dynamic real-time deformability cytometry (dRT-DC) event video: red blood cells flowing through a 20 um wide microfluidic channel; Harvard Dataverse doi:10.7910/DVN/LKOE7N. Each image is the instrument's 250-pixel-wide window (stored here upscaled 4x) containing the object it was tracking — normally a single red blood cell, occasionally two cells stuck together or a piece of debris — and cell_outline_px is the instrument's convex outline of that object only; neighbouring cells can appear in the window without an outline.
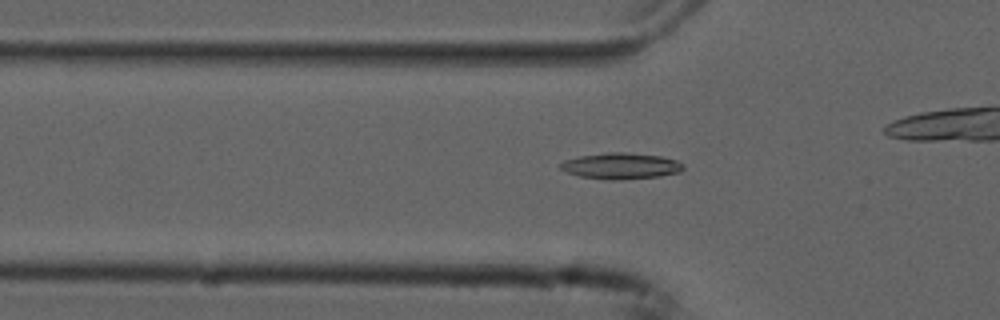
{"species": "common noctule bat (a hibernating species)", "species_latin": "Nyctalus noctula", "temperature_condition": "cold", "stored_images_in_passage": 43, "camera_frame_rate_fps": 3000, "um_per_image_px": 0.085, "animal": {"sex": "male", "forearm_length_mm": 52.5}, "frame": {"image": 1, "passage_image": 18, "time_ms": 5.667, "image_size_px": [1000, 320], "cell_outline_px": [[684, 168], [680, 172], [660, 176], [580, 176], [568, 172], [560, 168], [560, 164], [564, 160], [580, 156], [608, 152], [624, 152], [660, 156], [676, 160], [684, 164]], "centroid_in_image_um": [52.82, 14.03], "position_along_channel_um": 73.0, "area_um2": 17.34}}
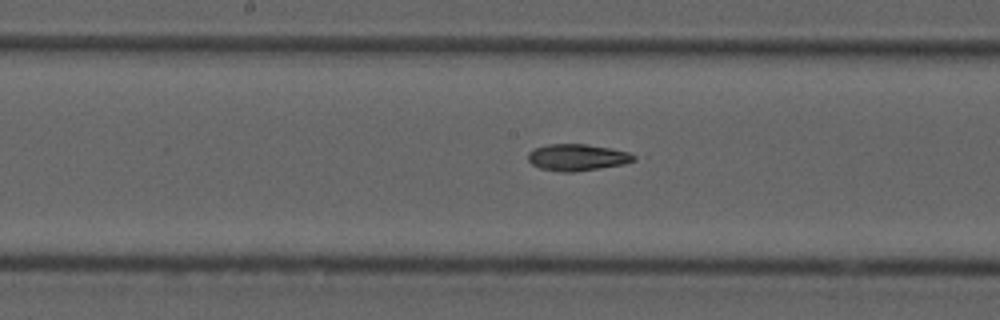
{"frame": {"image": 2, "passage_image": 28, "time_ms": 9.0, "image_size_px": [1000, 320], "cell_outline_px": [[636, 160], [620, 164], [572, 172], [560, 172], [540, 168], [532, 164], [528, 160], [528, 152], [532, 148], [548, 144], [584, 144], [608, 148], [628, 152], [636, 156]], "centroid_in_image_um": [48.99, 13.37], "position_along_channel_um": 199.2, "area_um2": 16.18}}
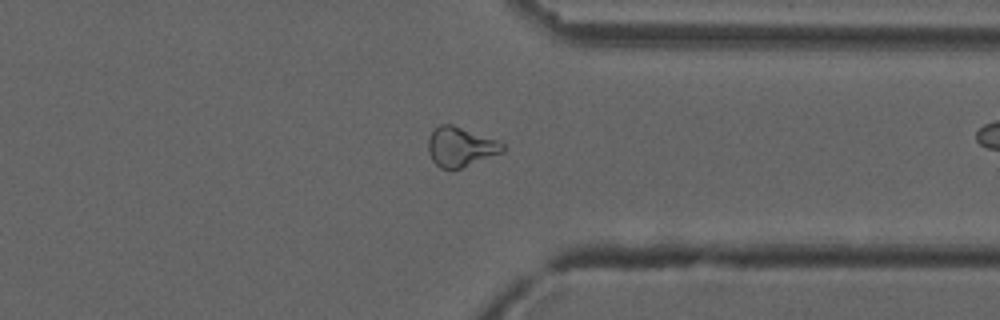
{"frame": {"image": 3, "passage_image": 42, "time_ms": 13.667, "image_size_px": [1000, 320], "cell_outline_px": [[504, 152], [460, 168], [440, 168], [432, 160], [428, 152], [428, 136], [440, 124], [452, 124], [500, 140], [504, 144]], "centroid_in_image_um": [39.16, 12.46], "position_along_channel_um": 372.2, "area_um2": 17.22}}